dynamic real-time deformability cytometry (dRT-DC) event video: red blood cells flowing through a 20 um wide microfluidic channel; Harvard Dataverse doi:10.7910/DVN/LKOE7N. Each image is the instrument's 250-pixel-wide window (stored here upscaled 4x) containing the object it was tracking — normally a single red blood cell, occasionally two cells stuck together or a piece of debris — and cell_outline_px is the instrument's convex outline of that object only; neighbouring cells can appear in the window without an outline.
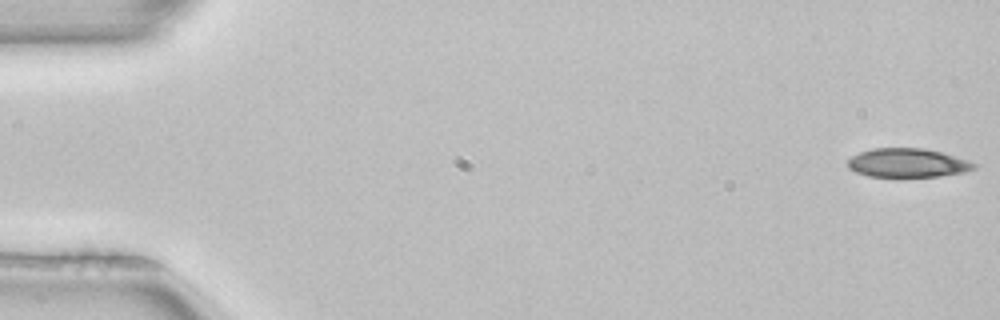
{"species": "common noctule bat (a hibernating species)", "species_latin": "Nyctalus noctula", "temperature_condition": "room temperature", "stored_images_in_passage": 5, "camera_frame_rate_fps": 3000, "um_per_image_px": 0.085, "animal": {"sex": "female", "body_mass_g": 22.7, "forearm_length_mm": 54.2}, "frame": {"image": 1, "passage_image": 1, "time_ms": 0.0, "image_size_px": [1000, 320], "cell_outline_px": [[976, 168], [964, 172], [940, 176], [904, 180], [900, 180], [868, 176], [856, 172], [848, 168], [848, 160], [852, 156], [860, 152], [872, 148], [924, 148], [940, 152], [968, 160], [976, 164]], "centroid_in_image_um": [77.12, 13.9], "position_along_channel_um": 7.9, "area_um2": 22.14}}
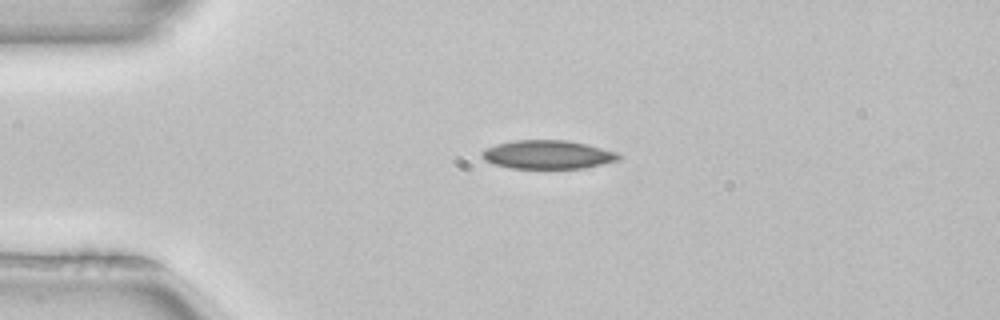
{"frame": {"image": 2, "passage_image": 4, "time_ms": 1.0, "image_size_px": [1000, 320], "cell_outline_px": [[624, 156], [620, 160], [580, 168], [512, 168], [496, 164], [484, 160], [480, 156], [480, 152], [484, 148], [496, 144], [512, 140], [568, 140], [588, 144], [616, 152]], "centroid_in_image_um": [46.54, 13.12], "position_along_channel_um": 38.5, "area_um2": 22.89}}